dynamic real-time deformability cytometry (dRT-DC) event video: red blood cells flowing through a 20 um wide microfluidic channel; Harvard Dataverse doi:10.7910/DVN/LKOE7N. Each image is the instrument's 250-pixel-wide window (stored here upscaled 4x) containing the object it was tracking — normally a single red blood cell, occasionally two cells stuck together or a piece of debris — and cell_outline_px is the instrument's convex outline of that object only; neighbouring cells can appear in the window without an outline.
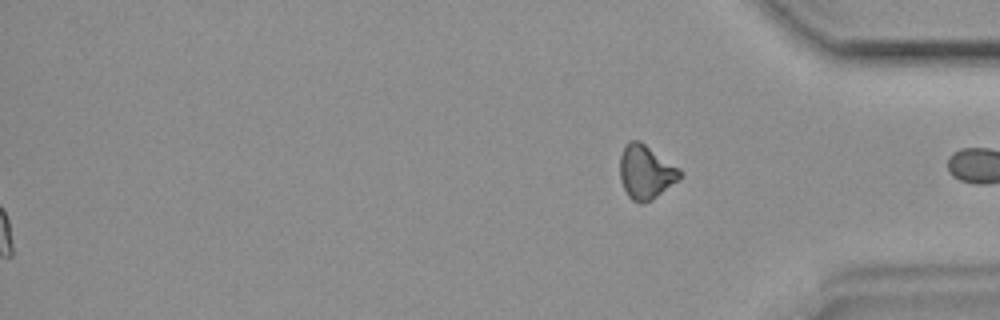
{"species": "common noctule bat (a hibernating species)", "species_latin": "Nyctalus noctula", "temperature_condition": "room temperature", "stored_images_in_passage": 43, "segment_of_instrument_passage": [2, 2], "camera_frame_rate_fps": 3000, "um_per_image_px": 0.085, "animal": {"sex": "female", "body_mass_g": 19.9}, "frame": {"image": 1, "passage_image": 43, "time_ms": 14.0, "image_size_px": [1000, 320], "cell_outline_px": [[680, 176], [676, 180], [652, 200], [640, 204], [632, 200], [628, 196], [620, 180], [620, 156], [624, 144], [628, 140], [640, 140], [680, 168]], "centroid_in_image_um": [54.84, 14.59], "position_along_channel_um": 380.4, "area_um2": 18.79}}